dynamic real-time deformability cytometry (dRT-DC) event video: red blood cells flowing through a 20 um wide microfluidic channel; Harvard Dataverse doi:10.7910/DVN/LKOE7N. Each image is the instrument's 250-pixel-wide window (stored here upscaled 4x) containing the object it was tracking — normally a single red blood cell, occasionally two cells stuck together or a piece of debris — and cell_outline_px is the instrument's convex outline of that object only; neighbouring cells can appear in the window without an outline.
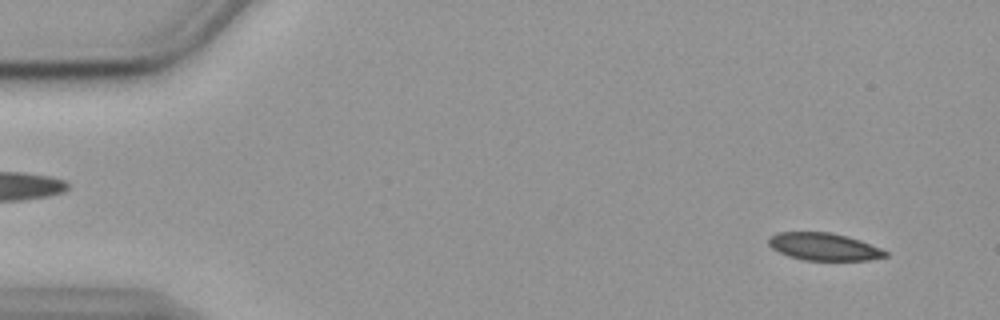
{"species": "common noctule bat (a hibernating species)", "species_latin": "Nyctalus noctula", "temperature_condition": "cold", "stored_images_in_passage": 56, "camera_frame_rate_fps": 3000, "um_per_image_px": 0.085, "animal": {"sex": "female", "body_mass_g": 19.9}, "frame": {"image": 1, "passage_image": 4, "time_ms": 1.0, "image_size_px": [1000, 320], "cell_outline_px": [[888, 256], [868, 260], [804, 260], [788, 256], [772, 248], [768, 244], [768, 236], [776, 232], [832, 232], [860, 240], [880, 248], [888, 252]], "centroid_in_image_um": [70.0, 20.96], "position_along_channel_um": 15.0, "area_um2": 18.73}}
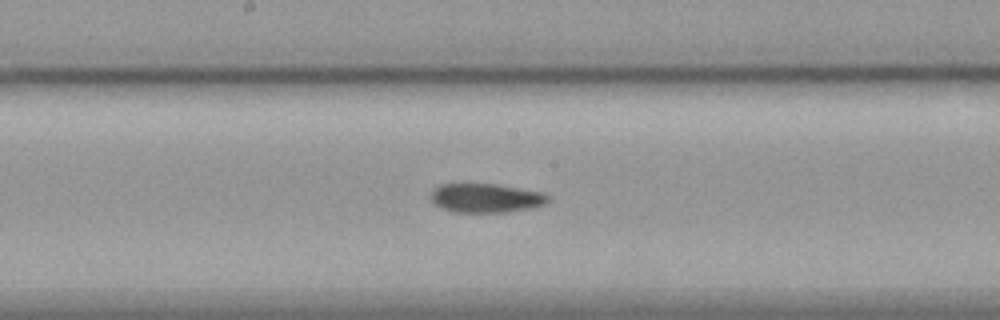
{"frame": {"image": 2, "passage_image": 29, "time_ms": 9.333, "image_size_px": [1000, 320], "cell_outline_px": [[552, 200], [544, 204], [532, 208], [508, 212], [452, 212], [440, 208], [428, 196], [432, 188], [440, 184], [464, 180], [496, 184], [544, 192], [552, 196]], "centroid_in_image_um": [41.25, 16.78], "position_along_channel_um": 206.9, "area_um2": 21.1}}
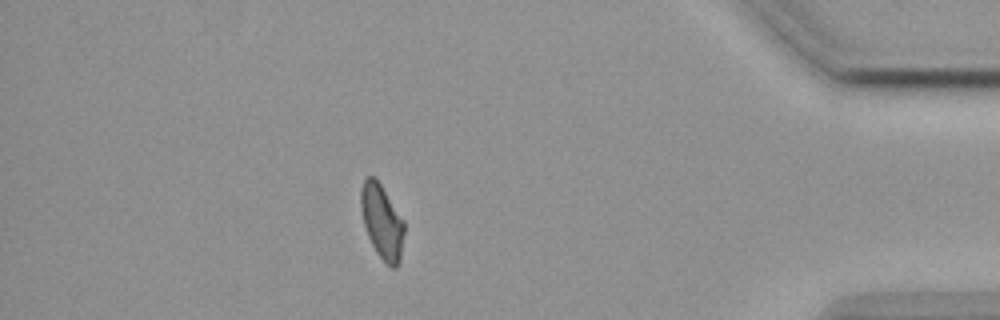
{"frame": {"image": 3, "passage_image": 49, "time_ms": 16.0, "image_size_px": [1000, 320], "cell_outline_px": [[404, 232], [400, 260], [396, 268], [392, 268], [376, 252], [368, 236], [364, 224], [360, 208], [360, 188], [364, 180], [368, 176], [376, 176], [404, 220]], "centroid_in_image_um": [32.46, 18.79], "position_along_channel_um": 402.7, "area_um2": 18.84}}